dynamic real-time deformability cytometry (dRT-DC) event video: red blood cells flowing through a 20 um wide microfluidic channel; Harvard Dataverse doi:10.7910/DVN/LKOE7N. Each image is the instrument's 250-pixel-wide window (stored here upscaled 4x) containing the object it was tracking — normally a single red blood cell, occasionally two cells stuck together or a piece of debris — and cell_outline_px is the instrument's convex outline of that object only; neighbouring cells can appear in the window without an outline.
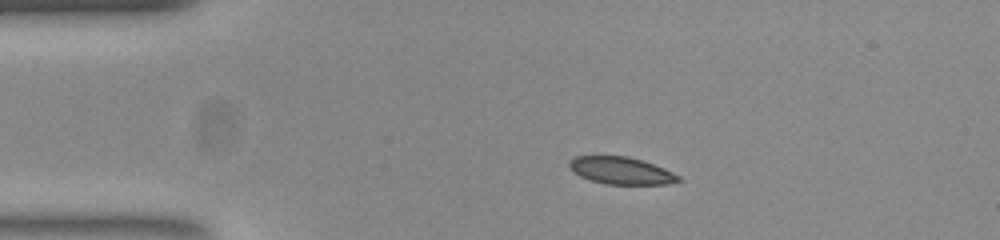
{"species": "common noctule bat (a hibernating species)", "species_latin": "Nyctalus noctula", "temperature_condition": "room temperature", "stored_images_in_passage": 44, "camera_frame_rate_fps": 3000, "um_per_image_px": 0.085, "animal": {"sex": "female", "body_mass_g": 23.0, "forearm_length_mm": 53.4}, "frame": {"image": 1, "passage_image": 1, "time_ms": 0.0, "image_size_px": [1000, 240], "cell_outline_px": [[680, 180], [664, 184], [608, 184], [592, 180], [580, 176], [568, 164], [576, 156], [628, 156], [664, 168], [680, 176]], "centroid_in_image_um": [52.81, 14.5], "position_along_channel_um": 32.2, "area_um2": 16.82}}
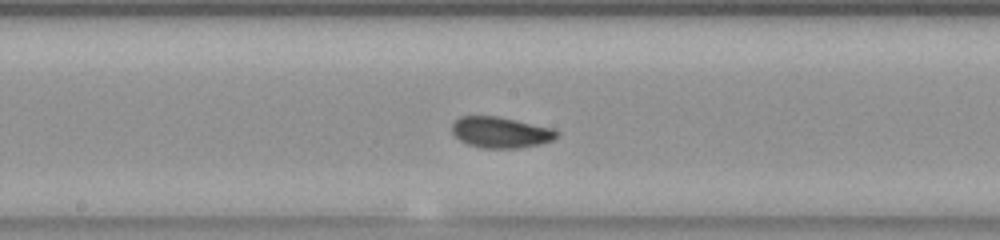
{"frame": {"image": 2, "passage_image": 18, "time_ms": 5.667, "image_size_px": [1000, 240], "cell_outline_px": [[560, 132], [552, 140], [536, 144], [516, 148], [484, 148], [468, 144], [460, 140], [452, 132], [452, 124], [460, 116], [496, 116], [552, 128]], "centroid_in_image_um": [42.52, 11.24], "position_along_channel_um": 205.7, "area_um2": 18.55}}
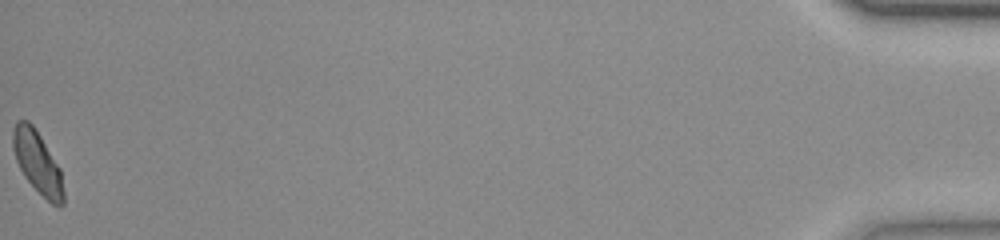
{"frame": {"image": 3, "passage_image": 44, "time_ms": 14.333, "image_size_px": [1000, 240], "cell_outline_px": [[64, 204], [60, 208], [52, 204], [24, 176], [16, 160], [12, 148], [12, 132], [16, 120], [28, 120], [32, 124], [40, 136], [60, 168], [64, 192]], "centroid_in_image_um": [3.18, 13.8], "position_along_channel_um": 432.0, "area_um2": 18.21}, "authors_computed_cell_mechanics": {"area_um2": 18.1492, "velocity_mm_per_s": 3.8356, "shape_relaxation_time_tau1_ms": 2.4003, "shape_relaxation_time_tau2_ms": 1.4389, "deformation_change_tau1": 0.096, "deformation_change_tau2": 0.0548}}